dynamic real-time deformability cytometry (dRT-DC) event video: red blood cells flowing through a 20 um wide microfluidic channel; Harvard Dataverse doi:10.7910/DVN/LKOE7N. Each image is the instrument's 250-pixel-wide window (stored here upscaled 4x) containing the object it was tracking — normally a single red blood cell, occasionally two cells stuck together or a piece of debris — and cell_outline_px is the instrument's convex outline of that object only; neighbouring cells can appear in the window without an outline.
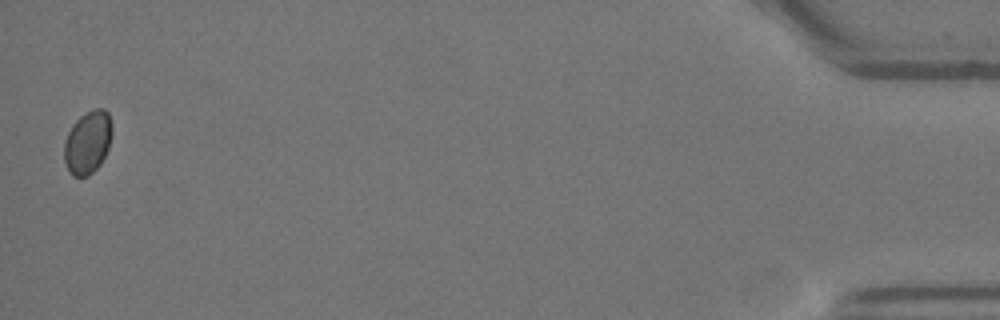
{"species": "Egyptian fruit bat (a non-hibernating species)", "species_latin": "Rousettus aegyptiacus", "temperature_condition": "warm", "stored_images_in_passage": 13, "camera_frame_rate_fps": 3000, "um_per_image_px": 0.085, "animal": {"sex": "female"}, "frame": {"image": 1, "passage_image": 13, "time_ms": 4.0, "image_size_px": [1000, 320], "cell_outline_px": [[112, 132], [108, 148], [100, 164], [88, 176], [72, 176], [68, 172], [64, 160], [64, 140], [72, 124], [80, 116], [96, 108], [104, 108], [108, 112], [112, 124]], "centroid_in_image_um": [7.44, 12.09], "position_along_channel_um": 427.8, "area_um2": 17.63}}